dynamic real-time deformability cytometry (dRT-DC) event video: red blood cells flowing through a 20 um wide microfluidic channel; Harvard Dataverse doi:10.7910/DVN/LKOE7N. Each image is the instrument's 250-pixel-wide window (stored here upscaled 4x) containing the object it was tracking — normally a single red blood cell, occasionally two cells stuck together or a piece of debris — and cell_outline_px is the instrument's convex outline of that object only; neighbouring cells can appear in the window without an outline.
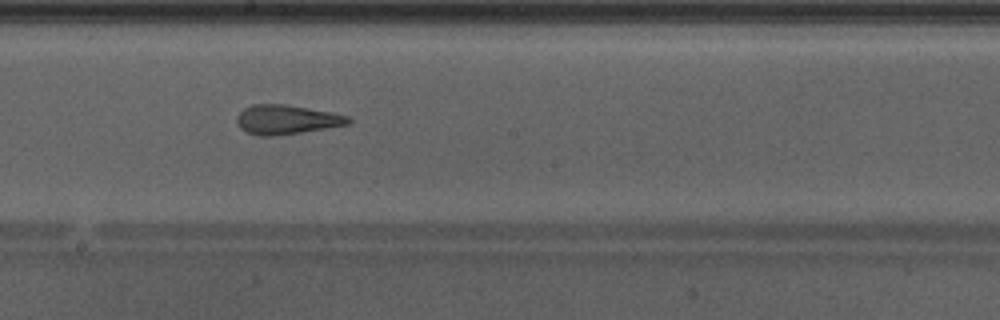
{"species": "Egyptian fruit bat (a non-hibernating species)", "species_latin": "Rousettus aegyptiacus", "temperature_condition": "warm", "stored_images_in_passage": 29, "camera_frame_rate_fps": 3000, "um_per_image_px": 0.085, "animal": {"sex": "male"}, "frame": {"image": 1, "passage_image": 13, "time_ms": 4.0, "image_size_px": [1000, 320], "cell_outline_px": [[352, 124], [300, 132], [272, 136], [260, 136], [248, 132], [240, 128], [236, 124], [236, 116], [244, 108], [252, 104], [284, 104], [332, 112], [348, 116], [352, 120]], "centroid_in_image_um": [24.35, 10.16], "position_along_channel_um": 223.8, "area_um2": 19.07}, "authors_computed_cell_mechanics": {"area_um2": 19.074, "velocity_mm_per_s": 4.3133, "shape_relaxation_time_tau1_ms": null, "shape_relaxation_time_tau2_ms": 1.957, "deformation_change_tau1": null, "deformation_change_tau2": 0.1275}}